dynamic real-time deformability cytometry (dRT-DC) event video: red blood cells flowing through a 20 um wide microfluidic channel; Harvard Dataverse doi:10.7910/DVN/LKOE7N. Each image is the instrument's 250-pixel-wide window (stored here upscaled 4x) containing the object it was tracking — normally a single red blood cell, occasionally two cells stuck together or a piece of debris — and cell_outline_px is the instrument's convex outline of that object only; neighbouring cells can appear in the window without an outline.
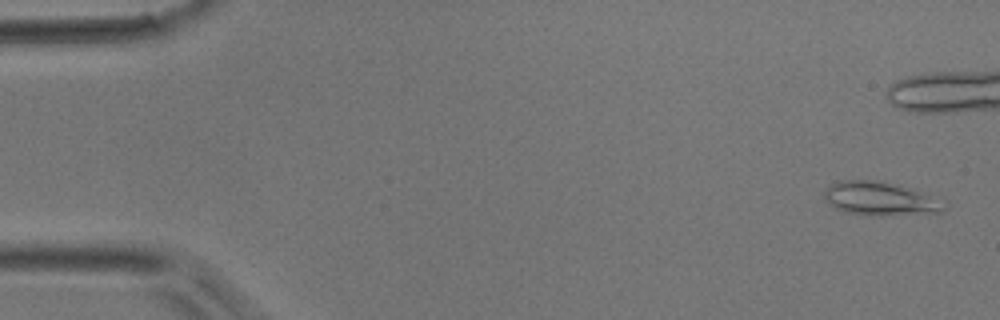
{"species": "common noctule bat (a hibernating species)", "species_latin": "Nyctalus noctula", "temperature_condition": "room temperature", "stored_images_in_passage": 8, "camera_frame_rate_fps": 3000, "um_per_image_px": 0.085, "animal": {"sex": "male", "body_mass_g": 17.9}, "frame": {"image": 1, "passage_image": 2, "time_ms": 0.333, "image_size_px": [1000, 320], "cell_outline_px": [[948, 204], [940, 212], [880, 216], [872, 216], [844, 212], [836, 208], [824, 196], [824, 192], [836, 180], [876, 180], [900, 184]], "centroid_in_image_um": [74.79, 16.89], "position_along_channel_um": 10.2, "area_um2": 23.24}}